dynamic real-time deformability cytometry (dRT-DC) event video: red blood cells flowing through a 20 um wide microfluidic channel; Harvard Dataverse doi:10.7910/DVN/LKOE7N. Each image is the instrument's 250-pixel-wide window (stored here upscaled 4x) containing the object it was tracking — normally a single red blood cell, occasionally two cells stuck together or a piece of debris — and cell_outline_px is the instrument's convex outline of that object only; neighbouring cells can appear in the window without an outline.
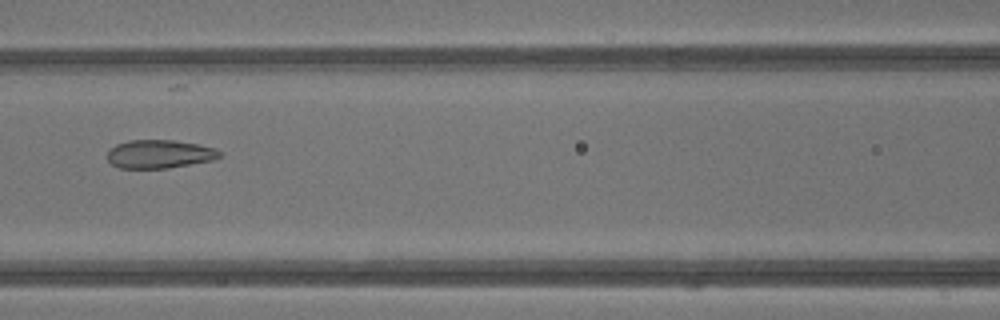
{"species": "common noctule bat (a hibernating species)", "species_latin": "Nyctalus noctula", "temperature_condition": "warm", "stored_images_in_passage": 42, "camera_frame_rate_fps": 3000, "um_per_image_px": 0.085, "animal": {"sex": "male", "body_mass_g": 13.3}, "frame": {"image": 1, "passage_image": 19, "time_ms": 6.0, "image_size_px": [1000, 320], "cell_outline_px": [[220, 156], [212, 160], [168, 168], [120, 168], [112, 164], [108, 160], [108, 152], [116, 144], [128, 140], [172, 140], [196, 144], [216, 148], [220, 152]], "centroid_in_image_um": [13.54, 13.09], "position_along_channel_um": 153.1, "area_um2": 18.38}}
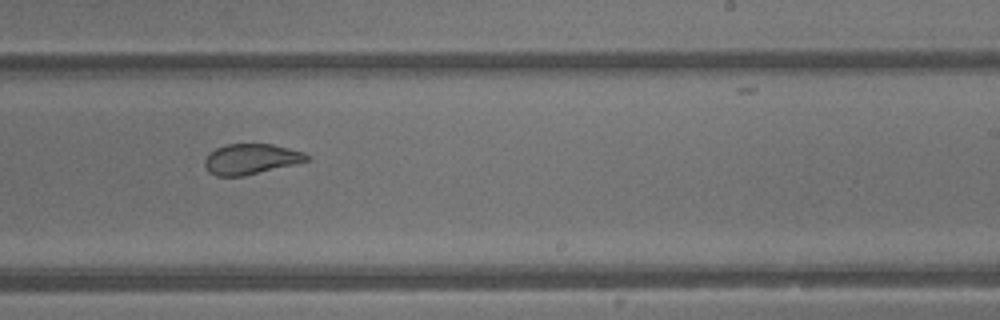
{"frame": {"image": 2, "passage_image": 26, "time_ms": 8.333, "image_size_px": [1000, 320], "cell_outline_px": [[308, 160], [244, 176], [216, 176], [208, 172], [204, 164], [204, 160], [216, 148], [224, 144], [272, 144], [304, 152], [308, 156]], "centroid_in_image_um": [21.28, 13.52], "position_along_channel_um": 267.7, "area_um2": 17.8}}
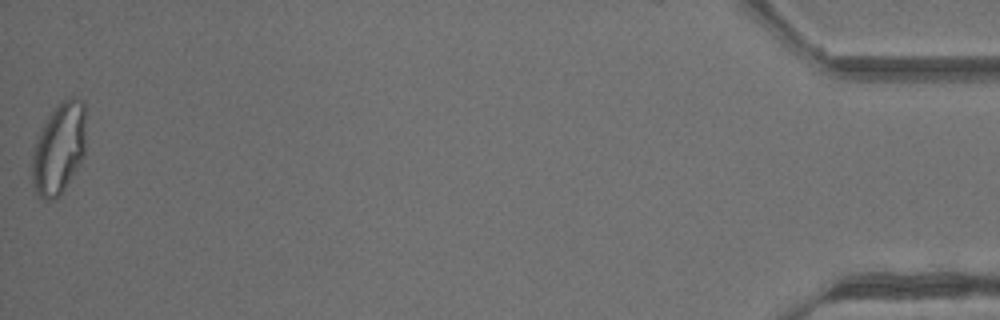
{"frame": {"image": 3, "passage_image": 42, "time_ms": 13.667, "image_size_px": [1000, 320], "cell_outline_px": [[84, 156], [60, 196], [56, 200], [44, 200], [36, 196], [32, 184], [32, 156], [36, 136], [48, 116], [68, 96], [72, 96], [84, 100]], "centroid_in_image_um": [4.98, 12.67], "position_along_channel_um": 430.2, "area_um2": 28.78}, "authors_computed_cell_mechanics": {"area_um2": 23.2645, "velocity_mm_per_s": 4.9303, "shape_relaxation_time_tau1_ms": null, "shape_relaxation_time_tau2_ms": 0.5842, "deformation_change_tau1": null, "deformation_change_tau2": 0.0567}}